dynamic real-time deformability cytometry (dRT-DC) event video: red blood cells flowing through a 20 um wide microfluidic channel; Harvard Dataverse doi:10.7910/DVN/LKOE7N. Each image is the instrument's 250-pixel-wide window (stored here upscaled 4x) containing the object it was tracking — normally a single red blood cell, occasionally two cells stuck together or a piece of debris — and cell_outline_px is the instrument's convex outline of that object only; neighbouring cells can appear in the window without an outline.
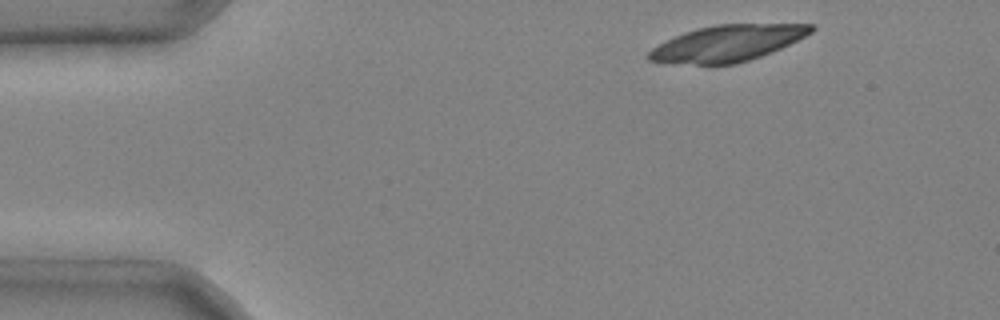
{"species": "common noctule bat (a hibernating species)", "species_latin": "Nyctalus noctula", "temperature_condition": "cold", "stored_images_in_passage": 3, "camera_frame_rate_fps": 3000, "um_per_image_px": 0.085, "animal": {"sex": "male", "body_mass_g": 20.4}, "frame": {"image": 1, "passage_image": 1, "time_ms": 0.0, "image_size_px": [1000, 320], "cell_outline_px": [[816, 28], [812, 32], [780, 48], [760, 56], [736, 64], [696, 64], [648, 60], [644, 56], [652, 48], [684, 32], [696, 28], [716, 24], [816, 24]], "centroid_in_image_um": [61.84, 3.66], "position_along_channel_um": 23.2, "area_um2": 33.76}}